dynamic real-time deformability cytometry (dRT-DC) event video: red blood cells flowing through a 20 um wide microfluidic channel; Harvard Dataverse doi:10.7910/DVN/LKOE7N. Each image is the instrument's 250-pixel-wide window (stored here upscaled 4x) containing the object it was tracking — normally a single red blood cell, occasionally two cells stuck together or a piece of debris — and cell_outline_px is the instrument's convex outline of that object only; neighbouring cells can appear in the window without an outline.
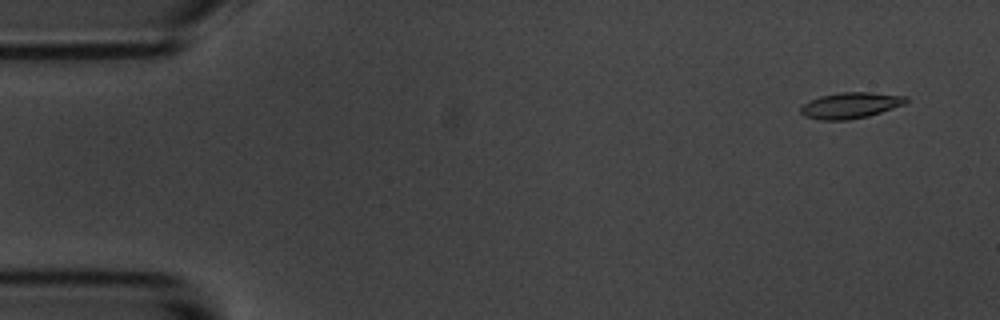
{"species": "common noctule bat (a hibernating species)", "species_latin": "Nyctalus noctula", "temperature_condition": "room temperature", "stored_images_in_passage": 5, "camera_frame_rate_fps": 3000, "um_per_image_px": 0.085, "animal": {"sex": "male", "body_mass_g": 20.1, "forearm_length_mm": 53.5}, "frame": {"image": 1, "passage_image": 2, "time_ms": 1.0, "image_size_px": [1000, 320], "cell_outline_px": [[908, 100], [904, 104], [868, 116], [848, 120], [820, 120], [804, 116], [800, 112], [800, 108], [804, 104], [820, 96], [840, 92], [872, 92], [908, 96]], "centroid_in_image_um": [72.29, 8.95], "position_along_channel_um": 12.7, "area_um2": 15.9}}